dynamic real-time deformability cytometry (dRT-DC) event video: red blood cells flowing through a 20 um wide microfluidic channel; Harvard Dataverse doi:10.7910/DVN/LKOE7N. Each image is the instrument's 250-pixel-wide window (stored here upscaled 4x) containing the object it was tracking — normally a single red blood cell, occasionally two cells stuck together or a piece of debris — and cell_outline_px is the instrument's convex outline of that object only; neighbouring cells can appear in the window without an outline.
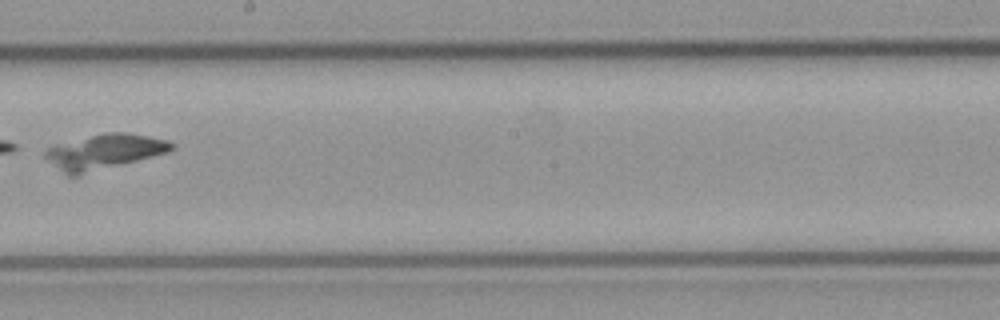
{"species": "common noctule bat (a hibernating species)", "species_latin": "Nyctalus noctula", "temperature_condition": "cold", "stored_images_in_passage": 10, "camera_frame_rate_fps": 3000, "um_per_image_px": 0.085, "animal": {"sex": "male", "body_mass_g": 23.1, "forearm_length_mm": 52.7}, "frame": {"image": 1, "passage_image": 9, "time_ms": 2.667, "image_size_px": [1000, 320], "cell_outline_px": [[176, 148], [168, 152], [76, 176], [68, 176], [44, 156], [44, 152], [48, 148], [104, 132], [128, 132], [168, 140], [176, 144]], "centroid_in_image_um": [8.93, 12.89], "position_along_channel_um": 239.3, "area_um2": 25.26}}
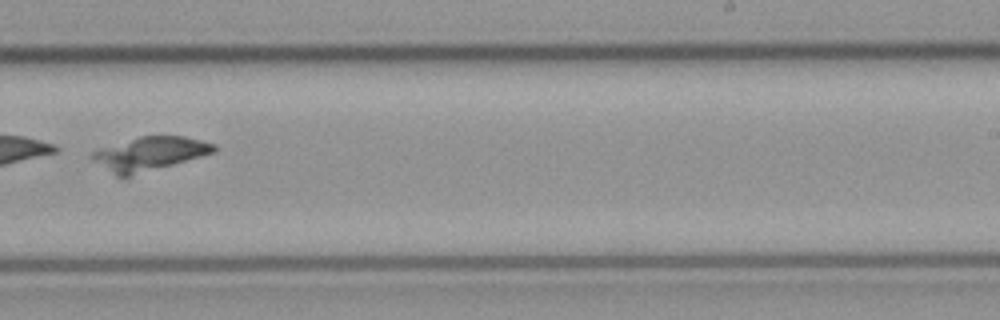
{"frame": {"image": 2, "passage_image": 10, "time_ms": 3.0, "image_size_px": [1000, 320], "cell_outline_px": [[216, 152], [128, 176], [116, 176], [92, 160], [88, 156], [92, 152], [100, 148], [140, 136], [184, 136], [216, 144]], "centroid_in_image_um": [12.69, 13.05], "position_along_channel_um": 276.3, "area_um2": 23.47}}